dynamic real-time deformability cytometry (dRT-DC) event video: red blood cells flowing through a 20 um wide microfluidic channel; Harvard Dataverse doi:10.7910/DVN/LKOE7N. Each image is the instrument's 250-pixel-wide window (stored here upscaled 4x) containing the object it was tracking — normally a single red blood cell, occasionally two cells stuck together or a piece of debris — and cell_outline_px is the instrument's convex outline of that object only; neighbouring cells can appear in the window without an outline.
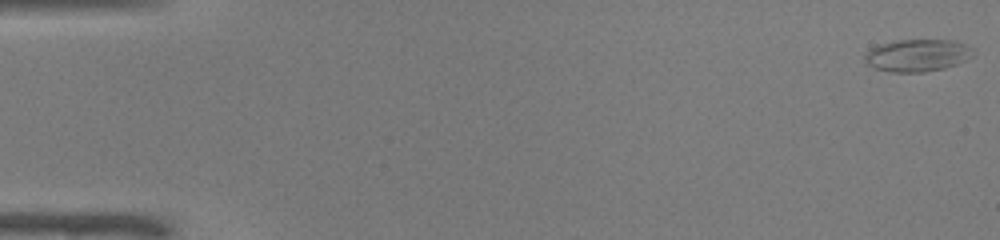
{"species": "common noctule bat (a hibernating species)", "species_latin": "Nyctalus noctula", "temperature_condition": "warm", "stored_images_in_passage": 52, "camera_frame_rate_fps": 3000, "um_per_image_px": 0.085, "animal": {"sex": "male", "body_mass_g": 19.0, "forearm_length_mm": 50.8}, "frame": {"image": 1, "passage_image": 1, "time_ms": 0.0, "image_size_px": [1000, 240], "cell_outline_px": [[976, 52], [972, 56], [956, 64], [944, 68], [924, 72], [892, 72], [872, 68], [864, 60], [864, 56], [872, 48], [880, 44], [896, 40], [956, 40], [968, 44]], "centroid_in_image_um": [78.0, 4.7], "position_along_channel_um": 7.0, "area_um2": 20.52}}
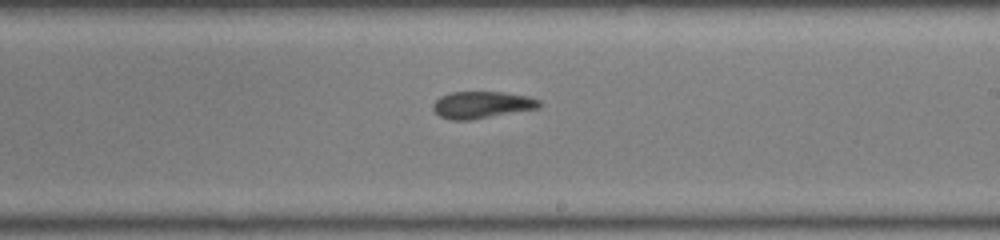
{"frame": {"image": 2, "passage_image": 31, "time_ms": 10.0, "image_size_px": [1000, 240], "cell_outline_px": [[540, 108], [468, 120], [448, 120], [440, 116], [432, 108], [432, 104], [440, 96], [452, 92], [504, 92], [528, 96], [540, 100]], "centroid_in_image_um": [40.94, 8.91], "position_along_channel_um": 248.1, "area_um2": 16.65}}
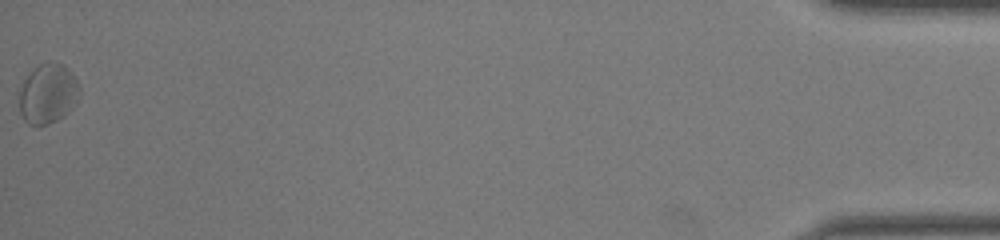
{"frame": {"image": 3, "passage_image": 52, "time_ms": 17.0, "image_size_px": [1000, 240], "cell_outline_px": [[80, 96], [68, 112], [64, 116], [48, 124], [28, 124], [24, 120], [20, 112], [20, 88], [28, 72], [32, 68], [40, 64], [64, 64], [72, 72], [80, 84]], "centroid_in_image_um": [4.09, 7.95], "position_along_channel_um": 431.1, "area_um2": 20.98}, "authors_computed_cell_mechanics": {"area_um2": 18.207, "velocity_mm_per_s": 3.958, "shape_relaxation_time_tau1_ms": null, "shape_relaxation_time_tau2_ms": 5.1511, "deformation_change_tau1": null, "deformation_change_tau2": 0.122}}